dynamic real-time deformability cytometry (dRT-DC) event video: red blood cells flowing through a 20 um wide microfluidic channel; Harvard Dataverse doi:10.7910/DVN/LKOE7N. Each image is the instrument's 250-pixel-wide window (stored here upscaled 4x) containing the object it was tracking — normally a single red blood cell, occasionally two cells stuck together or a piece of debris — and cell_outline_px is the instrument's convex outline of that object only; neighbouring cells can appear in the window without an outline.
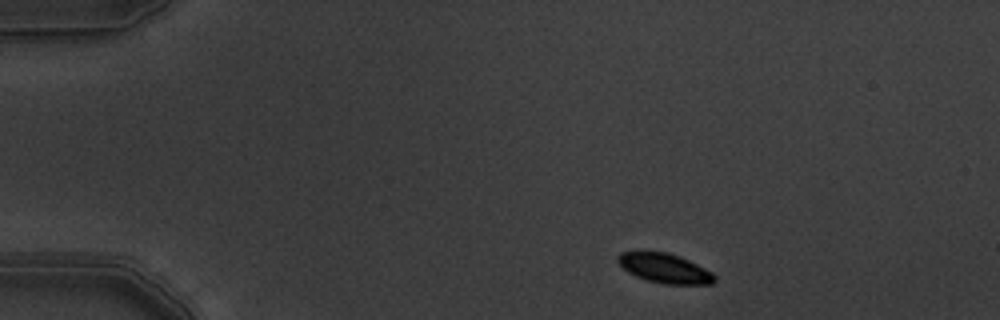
{"species": "common noctule bat (a hibernating species)", "species_latin": "Nyctalus noctula", "temperature_condition": "warm", "stored_images_in_passage": 3, "camera_frame_rate_fps": 3000, "um_per_image_px": 0.085, "animal": {"sex": "male", "body_mass_g": 19.5, "forearm_length_mm": 54.6}, "frame": {"image": 1, "passage_image": 1, "time_ms": 0.0, "image_size_px": [1000, 320], "cell_outline_px": [[716, 280], [712, 284], [664, 284], [648, 280], [636, 276], [628, 272], [616, 260], [616, 256], [620, 252], [668, 252], [680, 256], [712, 272], [716, 276]], "centroid_in_image_um": [56.51, 22.8], "position_along_channel_um": 28.5, "area_um2": 16.53}}